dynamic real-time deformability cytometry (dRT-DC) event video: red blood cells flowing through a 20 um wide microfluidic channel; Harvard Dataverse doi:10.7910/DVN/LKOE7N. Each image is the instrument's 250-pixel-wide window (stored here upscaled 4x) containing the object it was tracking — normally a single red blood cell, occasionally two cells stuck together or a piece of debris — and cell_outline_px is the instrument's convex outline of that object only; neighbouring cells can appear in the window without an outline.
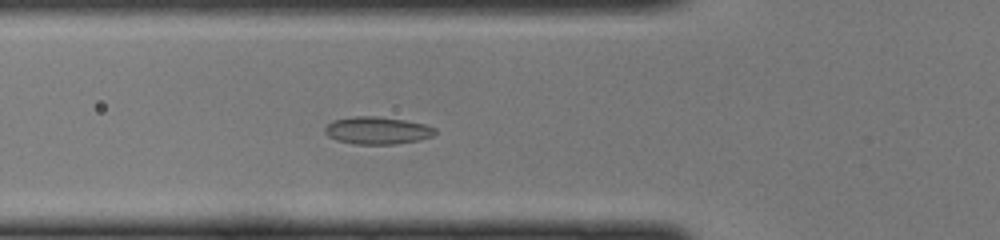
{"species": "common noctule bat (a hibernating species)", "species_latin": "Nyctalus noctula", "temperature_condition": "cold", "stored_images_in_passage": 46, "camera_frame_rate_fps": 3000, "um_per_image_px": 0.085, "animal": {"sex": "female", "body_mass_g": 22.0, "forearm_length_mm": 56.7}, "frame": {"image": 1, "passage_image": 16, "time_ms": 5.0, "image_size_px": [1000, 240], "cell_outline_px": [[436, 132], [432, 136], [420, 140], [392, 144], [356, 144], [336, 140], [328, 136], [324, 132], [324, 128], [332, 120], [352, 116], [380, 116], [404, 120], [424, 124], [436, 128]], "centroid_in_image_um": [32.05, 11.08], "position_along_channel_um": 93.8, "area_um2": 17.69}}
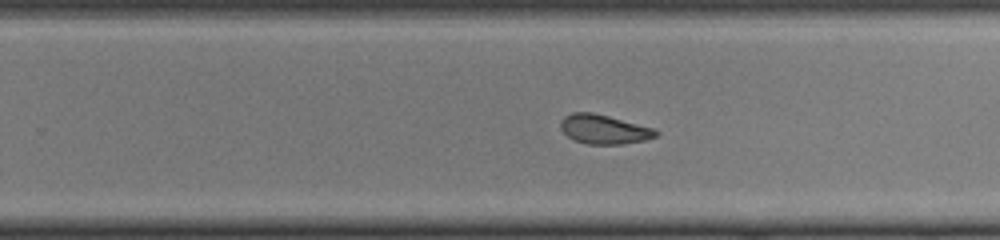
{"frame": {"image": 2, "passage_image": 29, "time_ms": 9.333, "image_size_px": [1000, 240], "cell_outline_px": [[660, 132], [656, 136], [644, 140], [624, 144], [588, 144], [572, 140], [560, 128], [560, 120], [564, 116], [572, 112], [592, 112], [656, 128]], "centroid_in_image_um": [51.34, 10.99], "position_along_channel_um": 278.5, "area_um2": 16.42}}
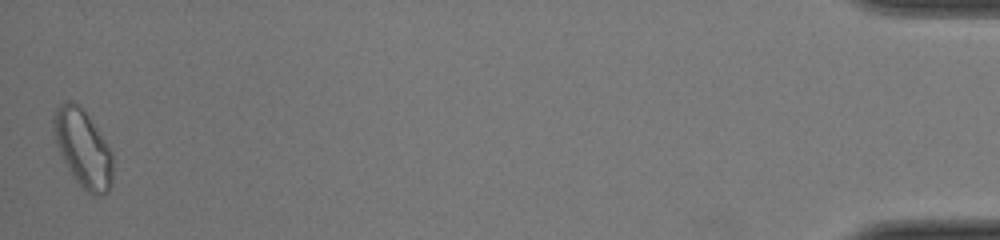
{"frame": {"image": 3, "passage_image": 46, "time_ms": 15.0, "image_size_px": [1000, 240], "cell_outline_px": [[112, 184], [108, 192], [104, 196], [92, 196], [72, 176], [56, 144], [52, 132], [52, 116], [56, 104], [68, 100], [72, 100], [88, 116], [112, 152]], "centroid_in_image_um": [7.02, 12.61], "position_along_channel_um": 428.2, "area_um2": 26.76}}